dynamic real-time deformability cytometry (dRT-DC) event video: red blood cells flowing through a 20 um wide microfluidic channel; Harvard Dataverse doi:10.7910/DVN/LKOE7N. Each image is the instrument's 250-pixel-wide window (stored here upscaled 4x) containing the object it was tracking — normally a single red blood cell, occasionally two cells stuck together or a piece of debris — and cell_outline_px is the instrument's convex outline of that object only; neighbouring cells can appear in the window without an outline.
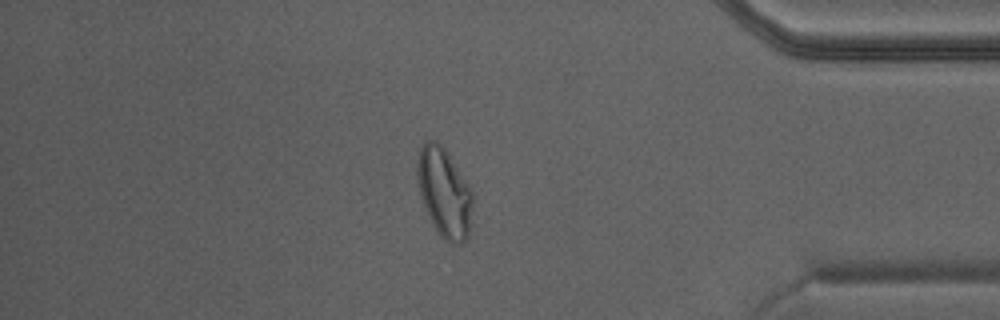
{"species": "Egyptian fruit bat (a non-hibernating species)", "species_latin": "Rousettus aegyptiacus", "temperature_condition": "warm", "stored_images_in_passage": 43, "camera_frame_rate_fps": 3000, "um_per_image_px": 0.085, "animal": {"sex": "male"}, "frame": {"image": 1, "passage_image": 37, "time_ms": 12.0, "image_size_px": [1000, 320], "cell_outline_px": [[472, 204], [468, 236], [460, 244], [452, 244], [444, 240], [436, 232], [424, 208], [420, 196], [416, 176], [416, 164], [420, 148], [424, 140], [436, 140], [444, 148], [472, 188]], "centroid_in_image_um": [37.73, 16.37], "position_along_channel_um": 397.5, "area_um2": 29.13}}